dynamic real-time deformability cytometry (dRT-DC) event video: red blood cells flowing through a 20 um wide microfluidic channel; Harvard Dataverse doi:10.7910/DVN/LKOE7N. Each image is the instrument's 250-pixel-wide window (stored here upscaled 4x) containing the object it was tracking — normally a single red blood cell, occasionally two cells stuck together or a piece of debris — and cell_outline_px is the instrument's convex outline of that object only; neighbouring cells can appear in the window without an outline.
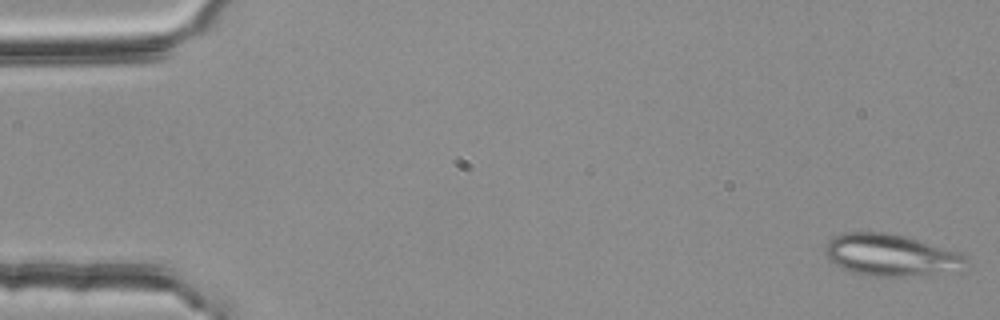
{"species": "common noctule bat (a hibernating species)", "species_latin": "Nyctalus noctula", "temperature_condition": "room temperature", "stored_images_in_passage": 15, "camera_frame_rate_fps": 3000, "um_per_image_px": 0.085, "animal": {"sex": "female", "body_mass_g": 25.1}, "frame": {"image": 1, "passage_image": 1, "time_ms": 0.0, "image_size_px": [1000, 320], "cell_outline_px": [[968, 264], [964, 272], [908, 276], [868, 276], [852, 272], [840, 268], [828, 260], [824, 252], [824, 244], [832, 236], [844, 232], [884, 232], [904, 236], [960, 252], [968, 260]], "centroid_in_image_um": [75.74, 21.7], "position_along_channel_um": 9.3, "area_um2": 35.2}}